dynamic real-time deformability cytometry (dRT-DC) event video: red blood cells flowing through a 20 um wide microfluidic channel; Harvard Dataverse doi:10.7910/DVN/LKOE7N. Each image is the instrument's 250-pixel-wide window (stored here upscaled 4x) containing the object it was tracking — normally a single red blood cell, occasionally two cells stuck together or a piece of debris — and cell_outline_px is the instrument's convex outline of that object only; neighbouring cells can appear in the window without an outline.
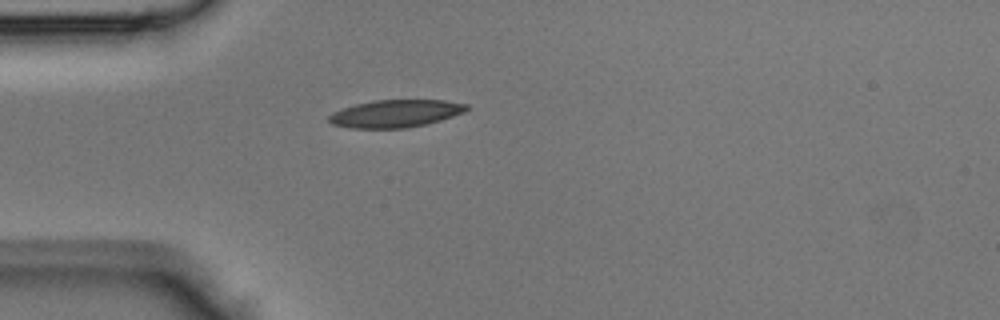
{"species": "Egyptian fruit bat (a non-hibernating species)", "species_latin": "Rousettus aegyptiacus", "temperature_condition": "room temperature", "stored_images_in_passage": 28, "camera_frame_rate_fps": 3000, "um_per_image_px": 0.085, "animal": {"sex": "male"}, "frame": {"image": 1, "passage_image": 1, "time_ms": 0.0, "image_size_px": [1000, 320], "cell_outline_px": [[468, 108], [464, 112], [440, 120], [424, 124], [404, 128], [352, 128], [332, 124], [328, 120], [328, 116], [332, 112], [356, 104], [376, 100], [444, 100], [468, 104]], "centroid_in_image_um": [33.61, 9.65], "position_along_channel_um": 51.4, "area_um2": 21.85}}
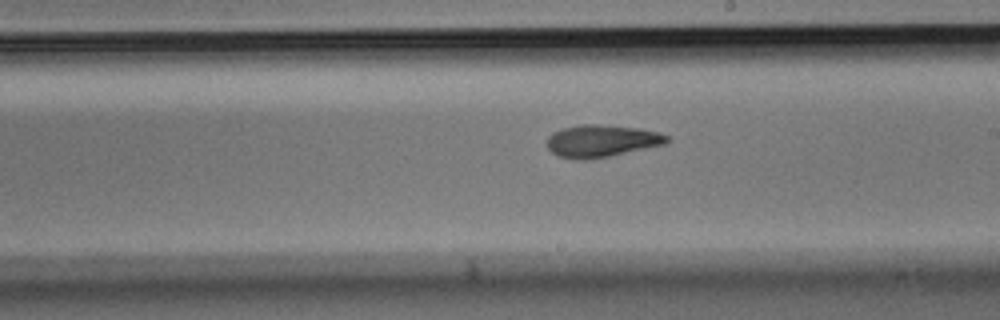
{"frame": {"image": 2, "passage_image": 14, "time_ms": 4.333, "image_size_px": [1000, 320], "cell_outline_px": [[668, 140], [664, 144], [608, 156], [584, 160], [560, 156], [552, 152], [548, 148], [548, 136], [552, 132], [560, 128], [580, 124], [600, 124], [640, 128], [656, 132], [668, 136]], "centroid_in_image_um": [51.09, 11.95], "position_along_channel_um": 237.9, "area_um2": 22.25}}
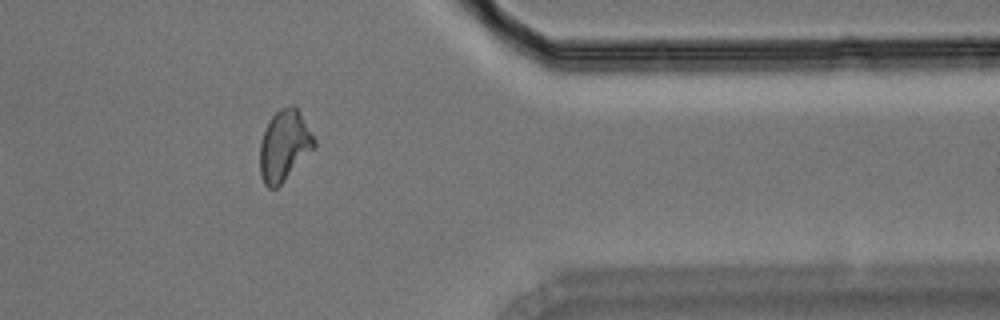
{"frame": {"image": 3, "passage_image": 25, "time_ms": 8.0, "image_size_px": [1000, 320], "cell_outline_px": [[316, 148], [276, 188], [268, 188], [264, 184], [260, 176], [260, 144], [264, 132], [272, 116], [280, 108], [292, 104], [300, 112], [316, 140]], "centroid_in_image_um": [24.18, 12.38], "position_along_channel_um": 387.2, "area_um2": 22.37}}